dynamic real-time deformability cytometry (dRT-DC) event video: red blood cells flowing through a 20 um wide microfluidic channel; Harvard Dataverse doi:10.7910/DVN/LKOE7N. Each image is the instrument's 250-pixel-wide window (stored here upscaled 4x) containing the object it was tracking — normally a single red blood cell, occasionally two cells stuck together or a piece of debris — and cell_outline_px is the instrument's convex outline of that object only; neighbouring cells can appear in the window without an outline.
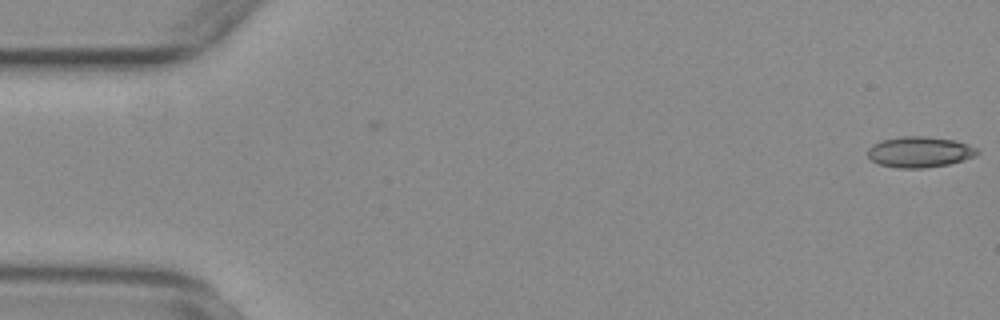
{"species": "common noctule bat (a hibernating species)", "species_latin": "Nyctalus noctula", "temperature_condition": "warm", "stored_images_in_passage": 11, "camera_frame_rate_fps": 3000, "um_per_image_px": 0.085, "animal": {"sex": "female", "body_mass_g": 29.2, "forearm_length_mm": 56.3}, "frame": {"image": 1, "passage_image": 1, "time_ms": 0.0, "image_size_px": [1000, 320], "cell_outline_px": [[980, 152], [972, 156], [948, 164], [924, 168], [896, 168], [880, 164], [872, 160], [868, 156], [868, 148], [880, 140], [904, 136], [924, 136], [952, 140], [968, 144], [976, 148]], "centroid_in_image_um": [78.13, 12.91], "position_along_channel_um": 6.9, "area_um2": 19.36}}